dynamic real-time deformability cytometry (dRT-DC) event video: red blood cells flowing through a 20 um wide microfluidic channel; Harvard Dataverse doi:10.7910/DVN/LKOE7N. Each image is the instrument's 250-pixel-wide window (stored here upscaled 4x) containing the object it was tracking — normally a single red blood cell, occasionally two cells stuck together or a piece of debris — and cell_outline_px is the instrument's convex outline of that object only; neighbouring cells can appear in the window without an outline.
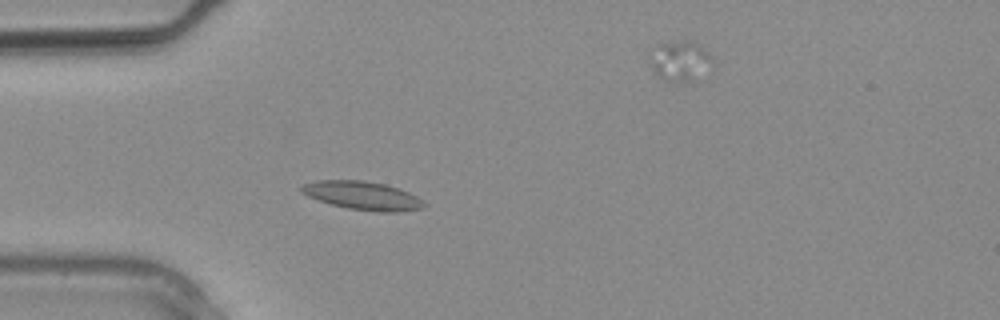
{"species": "common noctule bat (a hibernating species)", "species_latin": "Nyctalus noctula", "temperature_condition": "warm", "stored_images_in_passage": 4, "segment_of_instrument_passage": [1, 2], "camera_frame_rate_fps": 3000, "um_per_image_px": 0.085, "animal": {"sex": "male", "body_mass_g": 20.4}, "frame": {"image": 1, "passage_image": 3, "time_ms": 0.667, "image_size_px": [1000, 320], "cell_outline_px": [[424, 208], [396, 212], [380, 212], [348, 208], [332, 204], [308, 196], [300, 192], [300, 184], [316, 180], [364, 180], [384, 184], [400, 188], [416, 196], [424, 204]], "centroid_in_image_um": [30.78, 16.61], "position_along_channel_um": 54.2, "area_um2": 20.23}}